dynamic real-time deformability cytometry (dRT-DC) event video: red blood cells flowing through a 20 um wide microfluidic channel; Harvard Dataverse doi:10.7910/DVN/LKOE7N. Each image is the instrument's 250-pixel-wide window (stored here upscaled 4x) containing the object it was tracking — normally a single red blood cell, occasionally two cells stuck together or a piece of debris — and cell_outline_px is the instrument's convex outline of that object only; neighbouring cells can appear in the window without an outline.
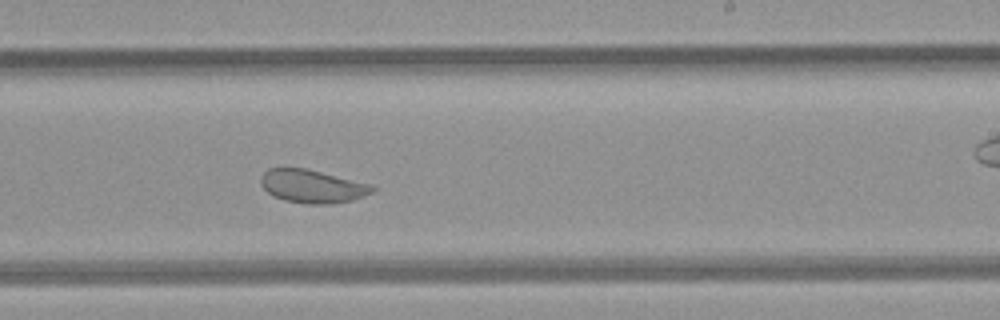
{"species": "common noctule bat (a hibernating species)", "species_latin": "Nyctalus noctula", "temperature_condition": "room temperature", "stored_images_in_passage": 51, "camera_frame_rate_fps": 3000, "um_per_image_px": 0.085, "animal": {"sex": "female", "body_mass_g": 21.9}, "frame": {"image": 1, "passage_image": 30, "time_ms": 9.667, "image_size_px": [1000, 320], "cell_outline_px": [[376, 192], [352, 200], [328, 204], [308, 204], [284, 200], [272, 196], [260, 184], [260, 176], [268, 168], [308, 168], [372, 184], [376, 188]], "centroid_in_image_um": [26.57, 15.83], "position_along_channel_um": 262.4, "area_um2": 21.91}}